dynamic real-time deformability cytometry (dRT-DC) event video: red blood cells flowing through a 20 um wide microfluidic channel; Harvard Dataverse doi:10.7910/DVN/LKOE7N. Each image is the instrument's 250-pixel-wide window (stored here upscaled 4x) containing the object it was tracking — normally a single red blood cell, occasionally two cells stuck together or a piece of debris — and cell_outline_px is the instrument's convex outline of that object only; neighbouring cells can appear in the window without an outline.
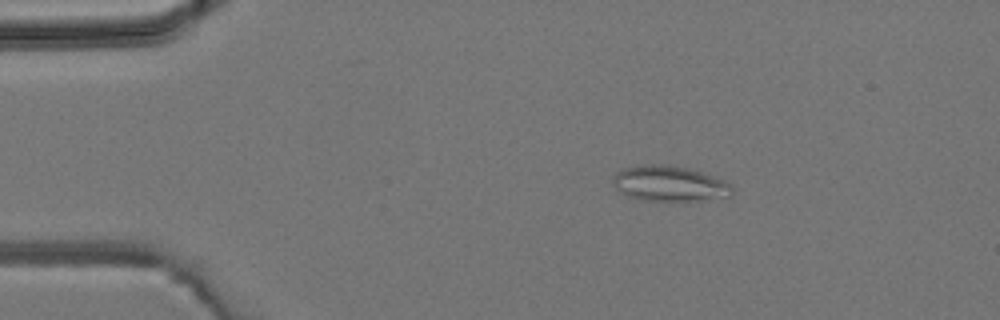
{"species": "common noctule bat (a hibernating species)", "species_latin": "Nyctalus noctula", "temperature_condition": "room temperature", "stored_images_in_passage": 4, "camera_frame_rate_fps": 3000, "um_per_image_px": 0.085, "animal": {"sex": "male", "body_mass_g": 19.2, "forearm_length_mm": 51.8}, "frame": {"image": 1, "passage_image": 2, "time_ms": 1.0, "image_size_px": [1000, 320], "cell_outline_px": [[732, 196], [700, 200], [640, 200], [624, 196], [612, 184], [612, 176], [616, 172], [624, 168], [644, 164], [664, 164], [688, 168], [724, 180], [732, 184]], "centroid_in_image_um": [56.85, 15.6], "position_along_channel_um": 28.1, "area_um2": 24.74}}